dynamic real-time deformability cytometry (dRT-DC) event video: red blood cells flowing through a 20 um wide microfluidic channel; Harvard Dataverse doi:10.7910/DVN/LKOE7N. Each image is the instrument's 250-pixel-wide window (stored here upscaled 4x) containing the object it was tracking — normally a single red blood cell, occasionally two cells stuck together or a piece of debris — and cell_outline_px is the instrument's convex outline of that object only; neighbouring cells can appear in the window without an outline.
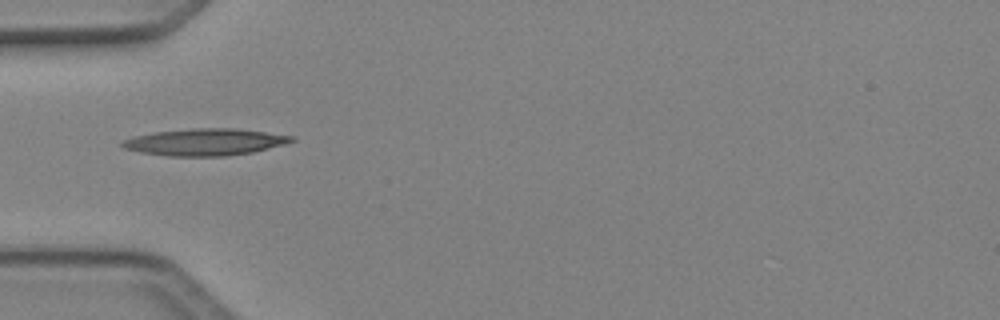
{"species": "Egyptian fruit bat (a non-hibernating species)", "species_latin": "Rousettus aegyptiacus", "temperature_condition": "cold", "stored_images_in_passage": 1, "camera_frame_rate_fps": 3000, "um_per_image_px": 0.085, "animal": {"sex": "female"}, "frame": {"image": 1, "passage_image": 1, "time_ms": 0.0, "image_size_px": [1000, 320], "cell_outline_px": [[296, 140], [284, 144], [252, 152], [224, 156], [168, 156], [140, 152], [124, 148], [120, 144], [120, 140], [136, 136], [156, 132], [192, 128], [236, 128], [296, 136]], "centroid_in_image_um": [17.43, 12.07], "position_along_channel_um": 67.6, "area_um2": 26.47}}